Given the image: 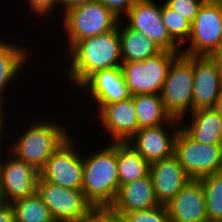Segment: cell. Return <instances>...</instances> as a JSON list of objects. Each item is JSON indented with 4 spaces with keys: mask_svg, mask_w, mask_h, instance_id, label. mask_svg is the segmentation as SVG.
<instances>
[{
    "mask_svg": "<svg viewBox=\"0 0 222 222\" xmlns=\"http://www.w3.org/2000/svg\"><path fill=\"white\" fill-rule=\"evenodd\" d=\"M66 81L75 91L96 71L121 67V43L118 27L109 32L78 41L65 54ZM67 58L69 60H67ZM69 67V68H68ZM67 68V69H66Z\"/></svg>",
    "mask_w": 222,
    "mask_h": 222,
    "instance_id": "cell-1",
    "label": "cell"
},
{
    "mask_svg": "<svg viewBox=\"0 0 222 222\" xmlns=\"http://www.w3.org/2000/svg\"><path fill=\"white\" fill-rule=\"evenodd\" d=\"M119 187L117 142H107L95 153H83L82 192L92 205H111Z\"/></svg>",
    "mask_w": 222,
    "mask_h": 222,
    "instance_id": "cell-2",
    "label": "cell"
},
{
    "mask_svg": "<svg viewBox=\"0 0 222 222\" xmlns=\"http://www.w3.org/2000/svg\"><path fill=\"white\" fill-rule=\"evenodd\" d=\"M43 118L32 119L34 121H30L29 127L26 125V129L22 130L18 137L9 139L12 143L7 146L13 155L31 164L38 171L71 133L67 124L64 127L63 122L60 125L59 121Z\"/></svg>",
    "mask_w": 222,
    "mask_h": 222,
    "instance_id": "cell-3",
    "label": "cell"
},
{
    "mask_svg": "<svg viewBox=\"0 0 222 222\" xmlns=\"http://www.w3.org/2000/svg\"><path fill=\"white\" fill-rule=\"evenodd\" d=\"M60 24L64 28V39H68L67 53L78 41L103 34L117 28L120 18L100 1L93 0L74 6L61 16Z\"/></svg>",
    "mask_w": 222,
    "mask_h": 222,
    "instance_id": "cell-4",
    "label": "cell"
},
{
    "mask_svg": "<svg viewBox=\"0 0 222 222\" xmlns=\"http://www.w3.org/2000/svg\"><path fill=\"white\" fill-rule=\"evenodd\" d=\"M193 56L180 53L169 67L160 96L172 118L181 119L193 112Z\"/></svg>",
    "mask_w": 222,
    "mask_h": 222,
    "instance_id": "cell-5",
    "label": "cell"
},
{
    "mask_svg": "<svg viewBox=\"0 0 222 222\" xmlns=\"http://www.w3.org/2000/svg\"><path fill=\"white\" fill-rule=\"evenodd\" d=\"M180 53L161 50L145 61L122 62L121 69L130 95L160 94L169 67Z\"/></svg>",
    "mask_w": 222,
    "mask_h": 222,
    "instance_id": "cell-6",
    "label": "cell"
},
{
    "mask_svg": "<svg viewBox=\"0 0 222 222\" xmlns=\"http://www.w3.org/2000/svg\"><path fill=\"white\" fill-rule=\"evenodd\" d=\"M73 136L70 134L39 169L38 180L73 190H82L83 152L79 150L81 148Z\"/></svg>",
    "mask_w": 222,
    "mask_h": 222,
    "instance_id": "cell-7",
    "label": "cell"
},
{
    "mask_svg": "<svg viewBox=\"0 0 222 222\" xmlns=\"http://www.w3.org/2000/svg\"><path fill=\"white\" fill-rule=\"evenodd\" d=\"M189 41V42H188ZM186 56H212L222 41V1H204L191 23Z\"/></svg>",
    "mask_w": 222,
    "mask_h": 222,
    "instance_id": "cell-8",
    "label": "cell"
},
{
    "mask_svg": "<svg viewBox=\"0 0 222 222\" xmlns=\"http://www.w3.org/2000/svg\"><path fill=\"white\" fill-rule=\"evenodd\" d=\"M174 154L191 179L222 171V145L196 142L181 128L176 136Z\"/></svg>",
    "mask_w": 222,
    "mask_h": 222,
    "instance_id": "cell-9",
    "label": "cell"
},
{
    "mask_svg": "<svg viewBox=\"0 0 222 222\" xmlns=\"http://www.w3.org/2000/svg\"><path fill=\"white\" fill-rule=\"evenodd\" d=\"M162 4L154 0H138L123 18L132 29L140 31L162 50L181 52L162 21Z\"/></svg>",
    "mask_w": 222,
    "mask_h": 222,
    "instance_id": "cell-10",
    "label": "cell"
},
{
    "mask_svg": "<svg viewBox=\"0 0 222 222\" xmlns=\"http://www.w3.org/2000/svg\"><path fill=\"white\" fill-rule=\"evenodd\" d=\"M37 193L56 222H76L92 206L82 190L61 187L45 180L37 181Z\"/></svg>",
    "mask_w": 222,
    "mask_h": 222,
    "instance_id": "cell-11",
    "label": "cell"
},
{
    "mask_svg": "<svg viewBox=\"0 0 222 222\" xmlns=\"http://www.w3.org/2000/svg\"><path fill=\"white\" fill-rule=\"evenodd\" d=\"M77 90L74 93L85 92L86 96L82 94V97L86 100L85 103L91 104V107L95 105V113L104 104L116 103L131 97L121 67L96 71Z\"/></svg>",
    "mask_w": 222,
    "mask_h": 222,
    "instance_id": "cell-12",
    "label": "cell"
},
{
    "mask_svg": "<svg viewBox=\"0 0 222 222\" xmlns=\"http://www.w3.org/2000/svg\"><path fill=\"white\" fill-rule=\"evenodd\" d=\"M180 128V120L173 118L169 124L139 129L127 143L152 164L174 154Z\"/></svg>",
    "mask_w": 222,
    "mask_h": 222,
    "instance_id": "cell-13",
    "label": "cell"
},
{
    "mask_svg": "<svg viewBox=\"0 0 222 222\" xmlns=\"http://www.w3.org/2000/svg\"><path fill=\"white\" fill-rule=\"evenodd\" d=\"M0 157V175L3 188L9 203L29 196L37 192L39 173L31 164L17 158L7 148ZM4 156V157H3Z\"/></svg>",
    "mask_w": 222,
    "mask_h": 222,
    "instance_id": "cell-14",
    "label": "cell"
},
{
    "mask_svg": "<svg viewBox=\"0 0 222 222\" xmlns=\"http://www.w3.org/2000/svg\"><path fill=\"white\" fill-rule=\"evenodd\" d=\"M193 112L213 109L222 90V71L211 56H193Z\"/></svg>",
    "mask_w": 222,
    "mask_h": 222,
    "instance_id": "cell-15",
    "label": "cell"
},
{
    "mask_svg": "<svg viewBox=\"0 0 222 222\" xmlns=\"http://www.w3.org/2000/svg\"><path fill=\"white\" fill-rule=\"evenodd\" d=\"M95 113L104 133L112 142H128L139 130L133 96L112 104H104ZM106 131V132H105Z\"/></svg>",
    "mask_w": 222,
    "mask_h": 222,
    "instance_id": "cell-16",
    "label": "cell"
},
{
    "mask_svg": "<svg viewBox=\"0 0 222 222\" xmlns=\"http://www.w3.org/2000/svg\"><path fill=\"white\" fill-rule=\"evenodd\" d=\"M171 222H208L200 179H190L166 205Z\"/></svg>",
    "mask_w": 222,
    "mask_h": 222,
    "instance_id": "cell-17",
    "label": "cell"
},
{
    "mask_svg": "<svg viewBox=\"0 0 222 222\" xmlns=\"http://www.w3.org/2000/svg\"><path fill=\"white\" fill-rule=\"evenodd\" d=\"M149 174L157 200L167 205L191 178L175 154L150 164Z\"/></svg>",
    "mask_w": 222,
    "mask_h": 222,
    "instance_id": "cell-18",
    "label": "cell"
},
{
    "mask_svg": "<svg viewBox=\"0 0 222 222\" xmlns=\"http://www.w3.org/2000/svg\"><path fill=\"white\" fill-rule=\"evenodd\" d=\"M3 40L0 37V102L5 103L7 100L8 88L11 89L12 83L24 74L25 65H29L33 60L32 56L35 51L32 46L29 48L26 45H19L7 39ZM33 49V50H32ZM31 59V60H30ZM29 62V63H28ZM23 70V71H22ZM21 71V72H20ZM17 76V77H16ZM13 80V81H12ZM11 85V86H10ZM8 87V88H7ZM6 93V94H5Z\"/></svg>",
    "mask_w": 222,
    "mask_h": 222,
    "instance_id": "cell-19",
    "label": "cell"
},
{
    "mask_svg": "<svg viewBox=\"0 0 222 222\" xmlns=\"http://www.w3.org/2000/svg\"><path fill=\"white\" fill-rule=\"evenodd\" d=\"M150 174L119 187L118 194L111 204L122 217L124 214L159 206Z\"/></svg>",
    "mask_w": 222,
    "mask_h": 222,
    "instance_id": "cell-20",
    "label": "cell"
},
{
    "mask_svg": "<svg viewBox=\"0 0 222 222\" xmlns=\"http://www.w3.org/2000/svg\"><path fill=\"white\" fill-rule=\"evenodd\" d=\"M190 115V121L187 117L180 119L181 129L190 138L202 144L222 145V118L214 109H201Z\"/></svg>",
    "mask_w": 222,
    "mask_h": 222,
    "instance_id": "cell-21",
    "label": "cell"
},
{
    "mask_svg": "<svg viewBox=\"0 0 222 222\" xmlns=\"http://www.w3.org/2000/svg\"><path fill=\"white\" fill-rule=\"evenodd\" d=\"M117 27L123 62L145 61L162 50L143 33L130 28L123 19H120Z\"/></svg>",
    "mask_w": 222,
    "mask_h": 222,
    "instance_id": "cell-22",
    "label": "cell"
},
{
    "mask_svg": "<svg viewBox=\"0 0 222 222\" xmlns=\"http://www.w3.org/2000/svg\"><path fill=\"white\" fill-rule=\"evenodd\" d=\"M139 129L169 124L173 119L166 111L160 94L133 95Z\"/></svg>",
    "mask_w": 222,
    "mask_h": 222,
    "instance_id": "cell-23",
    "label": "cell"
},
{
    "mask_svg": "<svg viewBox=\"0 0 222 222\" xmlns=\"http://www.w3.org/2000/svg\"><path fill=\"white\" fill-rule=\"evenodd\" d=\"M117 163L120 186L149 174L150 164L127 142H117Z\"/></svg>",
    "mask_w": 222,
    "mask_h": 222,
    "instance_id": "cell-24",
    "label": "cell"
},
{
    "mask_svg": "<svg viewBox=\"0 0 222 222\" xmlns=\"http://www.w3.org/2000/svg\"><path fill=\"white\" fill-rule=\"evenodd\" d=\"M11 205L15 222H56L37 192L33 196L17 199Z\"/></svg>",
    "mask_w": 222,
    "mask_h": 222,
    "instance_id": "cell-25",
    "label": "cell"
},
{
    "mask_svg": "<svg viewBox=\"0 0 222 222\" xmlns=\"http://www.w3.org/2000/svg\"><path fill=\"white\" fill-rule=\"evenodd\" d=\"M206 200L208 222L222 220V172L200 178Z\"/></svg>",
    "mask_w": 222,
    "mask_h": 222,
    "instance_id": "cell-26",
    "label": "cell"
},
{
    "mask_svg": "<svg viewBox=\"0 0 222 222\" xmlns=\"http://www.w3.org/2000/svg\"><path fill=\"white\" fill-rule=\"evenodd\" d=\"M162 21L170 37L182 48L191 32V23L162 2Z\"/></svg>",
    "mask_w": 222,
    "mask_h": 222,
    "instance_id": "cell-27",
    "label": "cell"
},
{
    "mask_svg": "<svg viewBox=\"0 0 222 222\" xmlns=\"http://www.w3.org/2000/svg\"><path fill=\"white\" fill-rule=\"evenodd\" d=\"M122 222H171L166 205L124 214Z\"/></svg>",
    "mask_w": 222,
    "mask_h": 222,
    "instance_id": "cell-28",
    "label": "cell"
},
{
    "mask_svg": "<svg viewBox=\"0 0 222 222\" xmlns=\"http://www.w3.org/2000/svg\"><path fill=\"white\" fill-rule=\"evenodd\" d=\"M76 222H122L111 205H92Z\"/></svg>",
    "mask_w": 222,
    "mask_h": 222,
    "instance_id": "cell-29",
    "label": "cell"
},
{
    "mask_svg": "<svg viewBox=\"0 0 222 222\" xmlns=\"http://www.w3.org/2000/svg\"><path fill=\"white\" fill-rule=\"evenodd\" d=\"M26 1L28 2L27 5L31 9V11L29 12H33V14H35L37 18L40 16L39 19L42 17L43 18L42 20L44 22L45 20L47 21L46 24H48L49 21H50L49 23L51 24L52 23L51 21L54 22V20L57 19L55 18L56 13L60 12L58 0H26ZM54 11H55V15L53 13Z\"/></svg>",
    "mask_w": 222,
    "mask_h": 222,
    "instance_id": "cell-30",
    "label": "cell"
},
{
    "mask_svg": "<svg viewBox=\"0 0 222 222\" xmlns=\"http://www.w3.org/2000/svg\"><path fill=\"white\" fill-rule=\"evenodd\" d=\"M204 1L205 0H164V3L192 23Z\"/></svg>",
    "mask_w": 222,
    "mask_h": 222,
    "instance_id": "cell-31",
    "label": "cell"
},
{
    "mask_svg": "<svg viewBox=\"0 0 222 222\" xmlns=\"http://www.w3.org/2000/svg\"><path fill=\"white\" fill-rule=\"evenodd\" d=\"M117 17L123 19L127 12L134 6L138 0H98Z\"/></svg>",
    "mask_w": 222,
    "mask_h": 222,
    "instance_id": "cell-32",
    "label": "cell"
},
{
    "mask_svg": "<svg viewBox=\"0 0 222 222\" xmlns=\"http://www.w3.org/2000/svg\"><path fill=\"white\" fill-rule=\"evenodd\" d=\"M5 110V111H4ZM6 104L5 103H1L0 102V148L1 147H4L5 149L7 148V144L9 143L8 142V140H7V142H6V139H9V136L7 135V131H9V130H6V128H7V126H13V125H8L9 123H8V120H7V113H6ZM6 114H5V113ZM7 121H6V120ZM6 122H7V124H6ZM7 125V126H6ZM6 133V134H5ZM4 136V137H3ZM6 136H8V138L6 137ZM6 137V138H5ZM4 141H5V146H4ZM3 142V143H2ZM2 143V144H1ZM2 151H0V153H1Z\"/></svg>",
    "mask_w": 222,
    "mask_h": 222,
    "instance_id": "cell-33",
    "label": "cell"
},
{
    "mask_svg": "<svg viewBox=\"0 0 222 222\" xmlns=\"http://www.w3.org/2000/svg\"><path fill=\"white\" fill-rule=\"evenodd\" d=\"M0 222H15L11 203L0 207Z\"/></svg>",
    "mask_w": 222,
    "mask_h": 222,
    "instance_id": "cell-34",
    "label": "cell"
},
{
    "mask_svg": "<svg viewBox=\"0 0 222 222\" xmlns=\"http://www.w3.org/2000/svg\"><path fill=\"white\" fill-rule=\"evenodd\" d=\"M89 1H93V0H58L60 13L58 15L59 17L57 18L61 19L60 16H62L61 14H63L65 11L69 10L70 8L74 6H77V5H80L82 3L89 2ZM61 10H62V13H61Z\"/></svg>",
    "mask_w": 222,
    "mask_h": 222,
    "instance_id": "cell-35",
    "label": "cell"
},
{
    "mask_svg": "<svg viewBox=\"0 0 222 222\" xmlns=\"http://www.w3.org/2000/svg\"><path fill=\"white\" fill-rule=\"evenodd\" d=\"M211 57L216 61V63L218 64V66L221 68L222 71V41L218 49L212 54Z\"/></svg>",
    "mask_w": 222,
    "mask_h": 222,
    "instance_id": "cell-36",
    "label": "cell"
},
{
    "mask_svg": "<svg viewBox=\"0 0 222 222\" xmlns=\"http://www.w3.org/2000/svg\"><path fill=\"white\" fill-rule=\"evenodd\" d=\"M8 204H9V202L6 197L5 190H4L3 184H2V178L0 175V207L4 206V205H8Z\"/></svg>",
    "mask_w": 222,
    "mask_h": 222,
    "instance_id": "cell-37",
    "label": "cell"
},
{
    "mask_svg": "<svg viewBox=\"0 0 222 222\" xmlns=\"http://www.w3.org/2000/svg\"><path fill=\"white\" fill-rule=\"evenodd\" d=\"M213 109L222 118V90H221V93L219 94L218 98L216 99V103H215Z\"/></svg>",
    "mask_w": 222,
    "mask_h": 222,
    "instance_id": "cell-38",
    "label": "cell"
},
{
    "mask_svg": "<svg viewBox=\"0 0 222 222\" xmlns=\"http://www.w3.org/2000/svg\"><path fill=\"white\" fill-rule=\"evenodd\" d=\"M206 1H222V0H206Z\"/></svg>",
    "mask_w": 222,
    "mask_h": 222,
    "instance_id": "cell-39",
    "label": "cell"
}]
</instances>
